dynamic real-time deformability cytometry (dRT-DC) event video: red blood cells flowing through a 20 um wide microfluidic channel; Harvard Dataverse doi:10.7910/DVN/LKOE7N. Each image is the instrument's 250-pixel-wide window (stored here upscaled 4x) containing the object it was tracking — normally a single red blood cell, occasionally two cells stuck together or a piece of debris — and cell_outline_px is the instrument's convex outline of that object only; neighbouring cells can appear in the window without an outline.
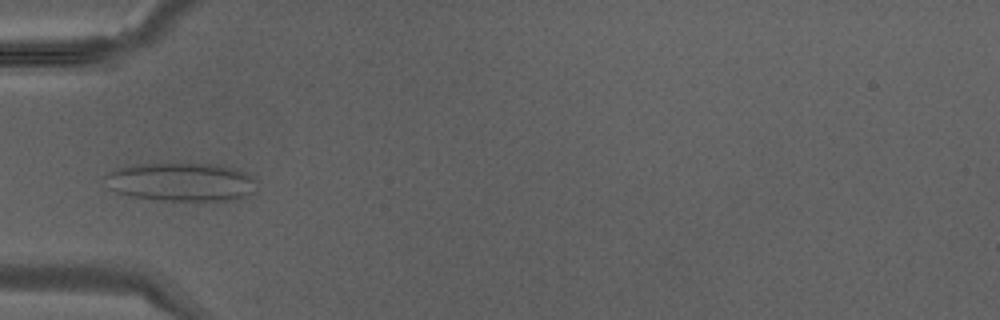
{"species": "Egyptian fruit bat (a non-hibernating species)", "species_latin": "Rousettus aegyptiacus", "temperature_condition": "warm", "stored_images_in_passage": 37, "camera_frame_rate_fps": 3000, "um_per_image_px": 0.085, "animal": {"sex": "male"}, "frame": {"image": 1, "passage_image": 11, "time_ms": 3.333, "image_size_px": [1000, 320], "cell_outline_px": [[256, 192], [248, 196], [232, 200], [164, 200], [132, 196], [120, 192], [112, 188], [104, 176], [108, 172], [124, 164], [220, 164], [236, 168], [252, 176], [256, 180]], "centroid_in_image_um": [15.47, 15.45], "position_along_channel_um": 69.5, "area_um2": 34.04}}
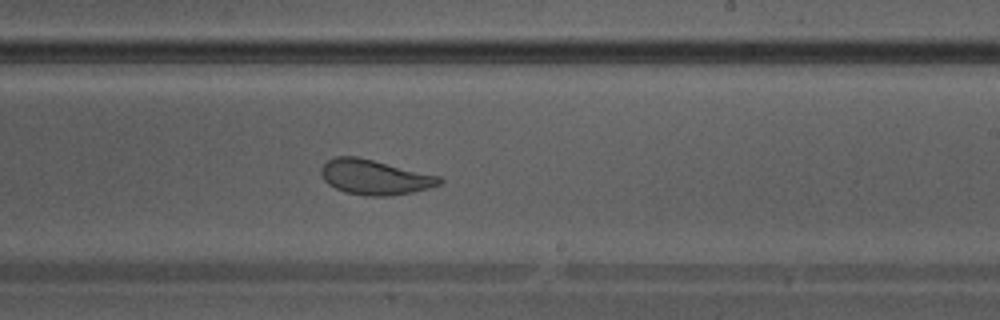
{"frame": {"image": 2, "passage_image": 22, "time_ms": 7.0, "image_size_px": [1000, 320], "cell_outline_px": [[444, 180], [440, 184], [428, 188], [412, 192], [392, 196], [364, 196], [344, 192], [328, 184], [324, 180], [320, 172], [320, 168], [328, 160], [336, 156], [356, 156], [440, 176]], "centroid_in_image_um": [31.83, 15.07], "position_along_channel_um": 257.2, "area_um2": 24.1}}